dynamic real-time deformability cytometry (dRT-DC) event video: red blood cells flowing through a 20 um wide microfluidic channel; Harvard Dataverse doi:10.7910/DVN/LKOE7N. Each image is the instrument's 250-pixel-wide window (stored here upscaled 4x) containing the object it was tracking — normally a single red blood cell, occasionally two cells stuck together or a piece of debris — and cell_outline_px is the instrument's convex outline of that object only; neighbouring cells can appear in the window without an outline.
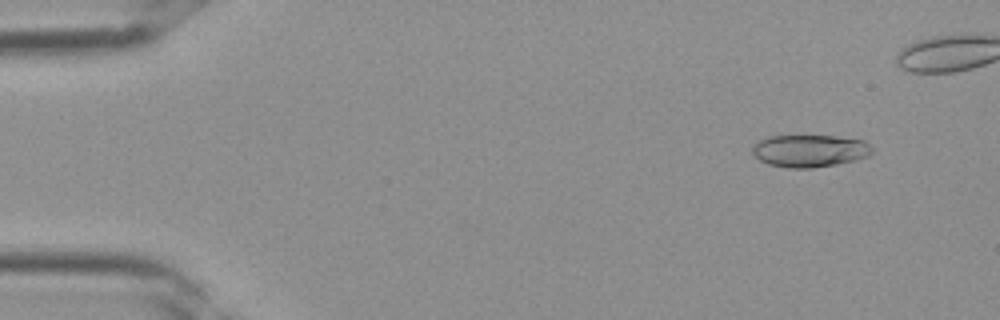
{"species": "Egyptian fruit bat (a non-hibernating species)", "species_latin": "Rousettus aegyptiacus", "temperature_condition": "room temperature", "stored_images_in_passage": 30, "camera_frame_rate_fps": 3000, "um_per_image_px": 0.085, "frame": {"image": 1, "passage_image": 1, "time_ms": 0.0, "image_size_px": [1000, 320], "cell_outline_px": [[872, 152], [868, 156], [856, 160], [836, 164], [812, 168], [788, 168], [768, 164], [760, 160], [752, 152], [752, 148], [764, 136], [832, 136], [864, 140], [872, 148]], "centroid_in_image_um": [68.82, 12.82], "position_along_channel_um": 16.2, "area_um2": 22.48}}
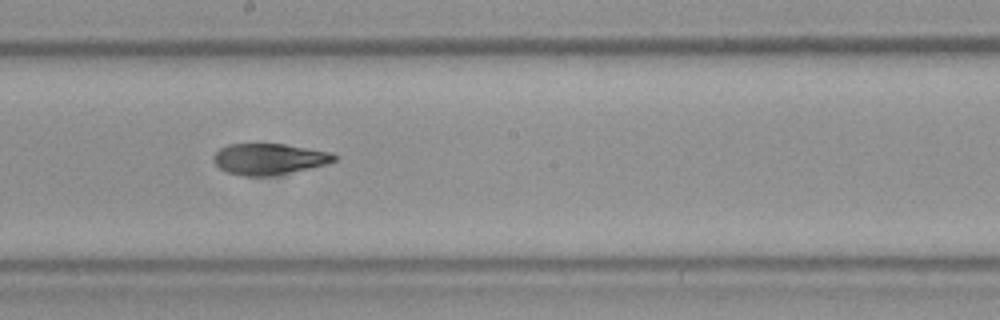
{"frame": {"image": 2, "passage_image": 18, "time_ms": 5.667, "image_size_px": [1000, 320], "cell_outline_px": [[340, 156], [336, 160], [328, 164], [272, 176], [244, 176], [228, 172], [220, 168], [212, 160], [212, 156], [220, 148], [228, 144], [284, 144], [332, 152]], "centroid_in_image_um": [22.9, 13.51], "position_along_channel_um": 225.3, "area_um2": 22.02}}
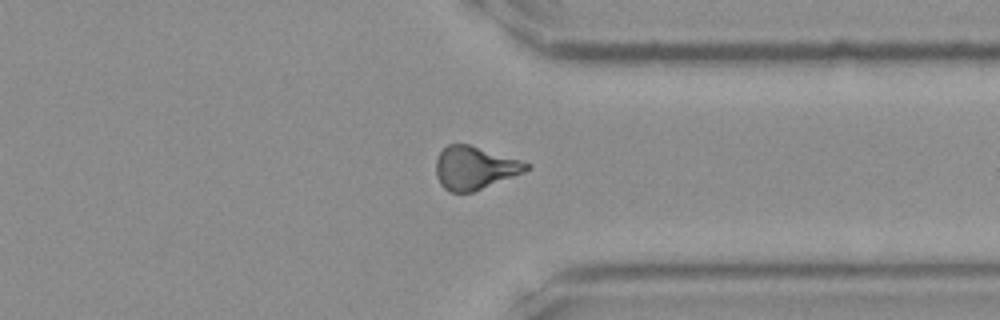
{"frame": {"image": 3, "passage_image": 26, "time_ms": 8.333, "image_size_px": [1000, 320], "cell_outline_px": [[532, 168], [524, 172], [472, 192], [448, 192], [440, 184], [436, 176], [436, 160], [440, 152], [448, 144], [468, 144], [520, 160], [532, 164]], "centroid_in_image_um": [40.34, 14.27], "position_along_channel_um": 371.1, "area_um2": 22.54}}